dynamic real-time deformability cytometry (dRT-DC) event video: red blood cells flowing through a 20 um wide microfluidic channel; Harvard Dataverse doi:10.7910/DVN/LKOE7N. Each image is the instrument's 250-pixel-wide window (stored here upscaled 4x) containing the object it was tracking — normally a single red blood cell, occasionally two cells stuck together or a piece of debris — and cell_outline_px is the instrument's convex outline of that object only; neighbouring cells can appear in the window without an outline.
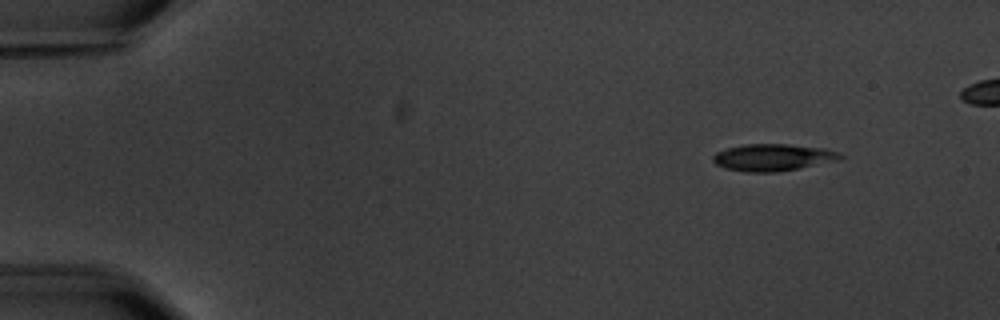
{"species": "common noctule bat (a hibernating species)", "species_latin": "Nyctalus noctula", "temperature_condition": "warm", "stored_images_in_passage": 5, "camera_frame_rate_fps": 3000, "um_per_image_px": 0.085, "animal": {"sex": "male", "body_mass_g": 20.1, "forearm_length_mm": 53.5}, "frame": {"image": 1, "passage_image": 1, "time_ms": 0.0, "image_size_px": [1000, 320], "cell_outline_px": [[844, 156], [840, 160], [780, 172], [744, 172], [728, 168], [716, 164], [712, 160], [712, 156], [716, 152], [728, 148], [744, 144], [788, 144], [824, 148], [840, 152]], "centroid_in_image_um": [65.74, 13.38], "position_along_channel_um": 19.3, "area_um2": 20.11}}